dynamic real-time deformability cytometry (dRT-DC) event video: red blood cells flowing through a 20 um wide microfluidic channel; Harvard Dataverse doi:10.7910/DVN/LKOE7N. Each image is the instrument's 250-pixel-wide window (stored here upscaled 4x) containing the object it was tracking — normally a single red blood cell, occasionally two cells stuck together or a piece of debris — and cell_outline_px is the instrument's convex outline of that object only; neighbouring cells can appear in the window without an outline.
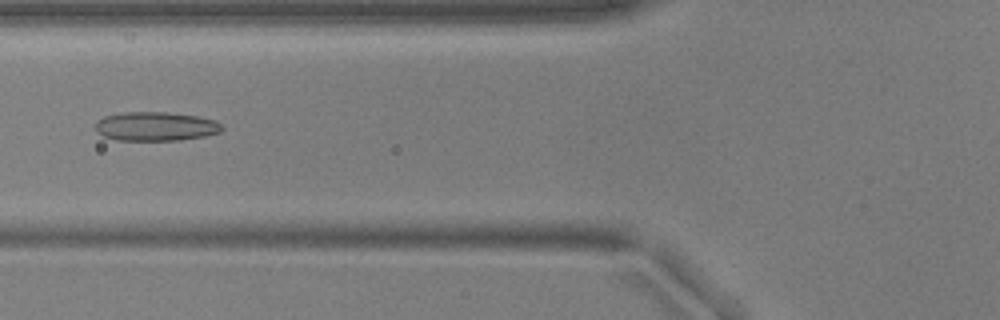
{"species": "common noctule bat (a hibernating species)", "species_latin": "Nyctalus noctula", "temperature_condition": "warm", "stored_images_in_passage": 40, "camera_frame_rate_fps": 3000, "um_per_image_px": 0.085, "animal": {"sex": "male", "body_mass_g": 17.9, "forearm_length_mm": 54.2}, "frame": {"image": 1, "passage_image": 7, "time_ms": 2.0, "image_size_px": [1000, 320], "cell_outline_px": [[224, 128], [220, 132], [204, 136], [180, 140], [116, 140], [104, 136], [96, 132], [96, 120], [104, 116], [120, 112], [168, 112], [196, 116], [216, 120]], "centroid_in_image_um": [13.21, 10.73], "position_along_channel_um": 112.6, "area_um2": 21.5}}
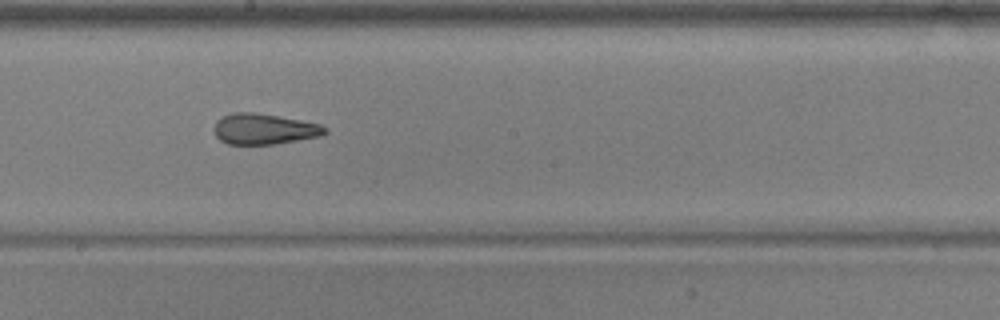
{"frame": {"image": 2, "passage_image": 16, "time_ms": 5.0, "image_size_px": [1000, 320], "cell_outline_px": [[328, 132], [320, 136], [272, 144], [228, 144], [220, 140], [216, 136], [212, 128], [216, 120], [232, 112], [252, 112], [300, 120], [320, 124], [328, 128]], "centroid_in_image_um": [22.41, 10.96], "position_along_channel_um": 225.8, "area_um2": 19.77}}
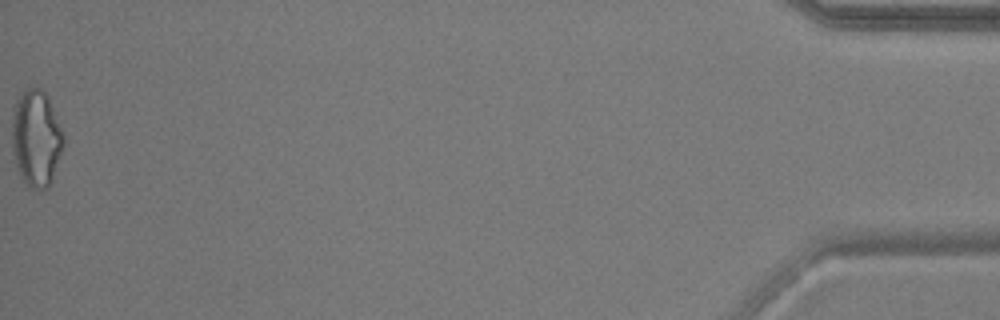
{"frame": {"image": 3, "passage_image": 40, "time_ms": 13.0, "image_size_px": [1000, 320], "cell_outline_px": [[64, 144], [48, 188], [40, 192], [28, 188], [16, 164], [12, 152], [12, 116], [16, 100], [20, 92], [24, 88], [40, 88], [48, 96], [64, 136]], "centroid_in_image_um": [3.06, 11.75], "position_along_channel_um": 432.1, "area_um2": 29.07}, "authors_computed_cell_mechanics": {"area_um2": 21.4438, "velocity_mm_per_s": 3.769, "shape_relaxation_time_tau1_ms": null, "shape_relaxation_time_tau2_ms": 1.9533, "deformation_change_tau1": null, "deformation_change_tau2": 0.1124}}